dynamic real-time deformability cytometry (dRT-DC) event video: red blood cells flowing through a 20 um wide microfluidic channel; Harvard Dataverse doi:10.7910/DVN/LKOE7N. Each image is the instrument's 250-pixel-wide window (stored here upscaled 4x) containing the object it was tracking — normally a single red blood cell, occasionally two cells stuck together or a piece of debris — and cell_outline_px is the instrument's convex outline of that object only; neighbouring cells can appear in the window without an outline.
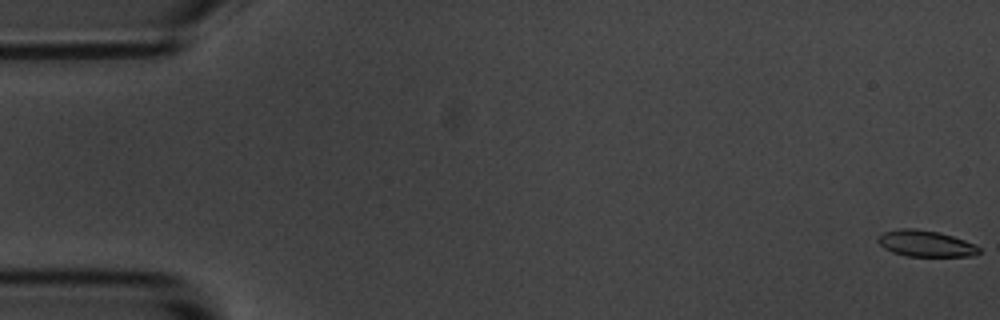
{"species": "common noctule bat (a hibernating species)", "species_latin": "Nyctalus noctula", "temperature_condition": "room temperature", "stored_images_in_passage": 6, "camera_frame_rate_fps": 3000, "um_per_image_px": 0.085, "animal": {"sex": "male", "body_mass_g": 20.1, "forearm_length_mm": 53.5}, "frame": {"image": 1, "passage_image": 1, "time_ms": 0.0, "image_size_px": [1000, 320], "cell_outline_px": [[980, 252], [976, 256], [908, 256], [892, 252], [884, 248], [876, 240], [876, 236], [884, 232], [900, 228], [916, 228], [940, 232], [976, 244], [980, 248]], "centroid_in_image_um": [78.68, 20.69], "position_along_channel_um": 6.3, "area_um2": 15.66}}
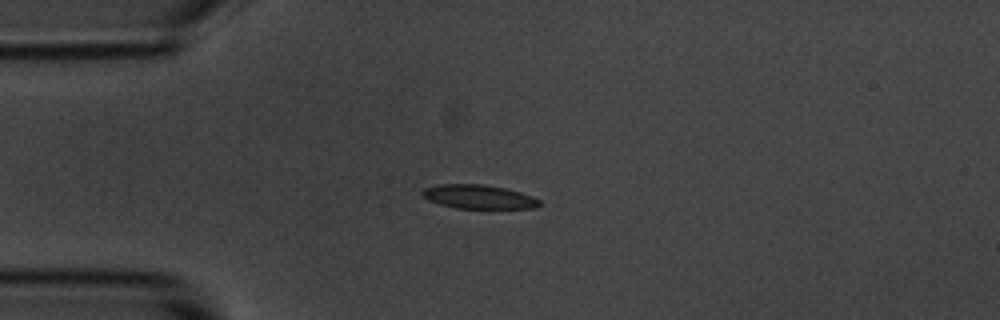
{"frame": {"image": 2, "passage_image": 5, "time_ms": 4.667, "image_size_px": [1000, 320], "cell_outline_px": [[540, 204], [536, 208], [456, 208], [440, 204], [428, 200], [420, 192], [424, 188], [436, 184], [480, 184], [504, 188], [520, 192], [532, 196], [540, 200]], "centroid_in_image_um": [40.66, 16.72], "position_along_channel_um": 44.3, "area_um2": 16.24}}